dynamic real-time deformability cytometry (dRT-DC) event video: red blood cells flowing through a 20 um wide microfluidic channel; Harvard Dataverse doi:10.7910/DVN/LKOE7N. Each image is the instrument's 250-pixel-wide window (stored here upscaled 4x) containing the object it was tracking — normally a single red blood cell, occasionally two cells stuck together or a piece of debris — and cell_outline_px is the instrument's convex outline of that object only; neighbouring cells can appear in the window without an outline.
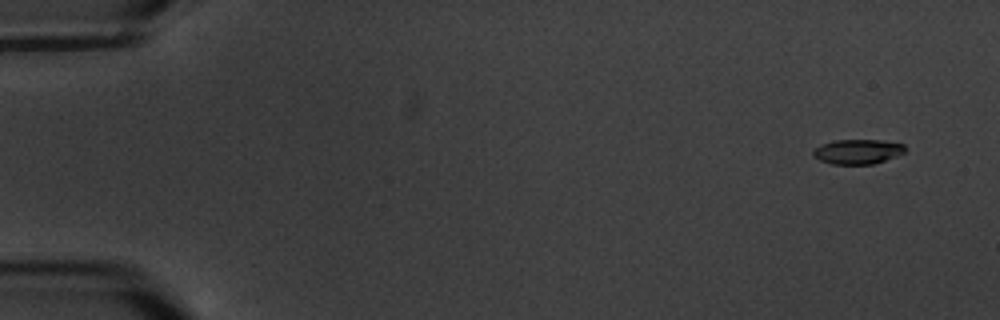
{"species": "common noctule bat (a hibernating species)", "species_latin": "Nyctalus noctula", "temperature_condition": "warm", "stored_images_in_passage": 6, "camera_frame_rate_fps": 3000, "um_per_image_px": 0.085, "animal": {"sex": "male", "body_mass_g": 20.1, "forearm_length_mm": 53.5}, "frame": {"image": 1, "passage_image": 2, "time_ms": 1.0, "image_size_px": [1000, 320], "cell_outline_px": [[904, 152], [896, 156], [872, 164], [832, 164], [820, 160], [812, 156], [812, 152], [820, 144], [836, 140], [880, 140], [904, 144]], "centroid_in_image_um": [72.86, 12.88], "position_along_channel_um": 12.1, "area_um2": 13.12}}
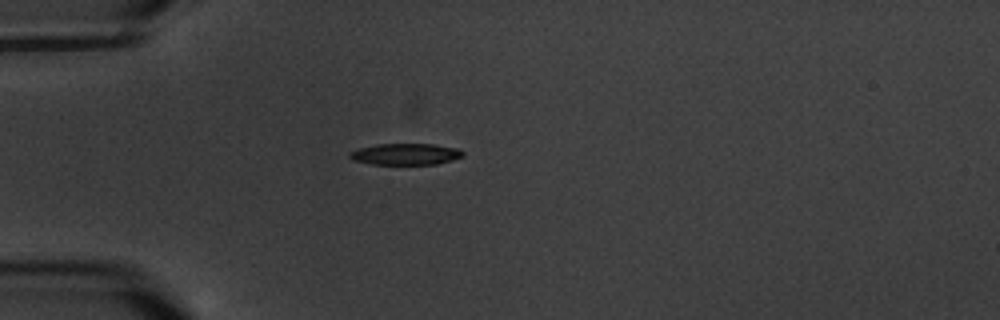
{"frame": {"image": 2, "passage_image": 6, "time_ms": 5.667, "image_size_px": [1000, 320], "cell_outline_px": [[464, 156], [452, 160], [436, 164], [372, 164], [352, 160], [348, 156], [348, 152], [360, 148], [376, 144], [432, 144], [456, 148], [464, 152]], "centroid_in_image_um": [34.45, 13.1], "position_along_channel_um": 50.6, "area_um2": 14.1}}